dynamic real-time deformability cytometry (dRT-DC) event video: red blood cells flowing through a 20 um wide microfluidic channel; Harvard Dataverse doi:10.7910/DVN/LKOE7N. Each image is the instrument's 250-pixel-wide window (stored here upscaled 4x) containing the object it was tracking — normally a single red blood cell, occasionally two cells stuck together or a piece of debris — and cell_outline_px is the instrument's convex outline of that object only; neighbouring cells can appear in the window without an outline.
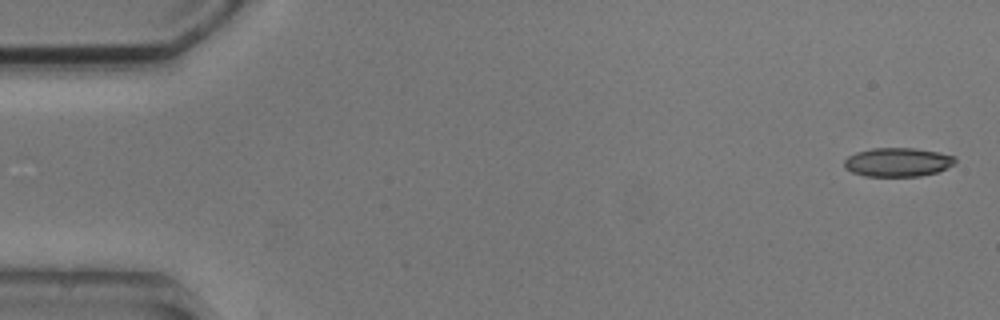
{"species": "common noctule bat (a hibernating species)", "species_latin": "Nyctalus noctula", "temperature_condition": "cold", "stored_images_in_passage": 5, "camera_frame_rate_fps": 3000, "um_per_image_px": 0.085, "animal": {"sex": "male", "body_mass_g": 20.5, "forearm_length_mm": 52.5}, "frame": {"image": 1, "passage_image": 1, "time_ms": 0.0, "image_size_px": [1000, 320], "cell_outline_px": [[956, 164], [936, 172], [920, 176], [864, 176], [852, 172], [844, 168], [844, 160], [848, 156], [856, 152], [872, 148], [912, 148], [936, 152], [956, 156]], "centroid_in_image_um": [76.29, 13.78], "position_along_channel_um": 8.7, "area_um2": 18.67}}
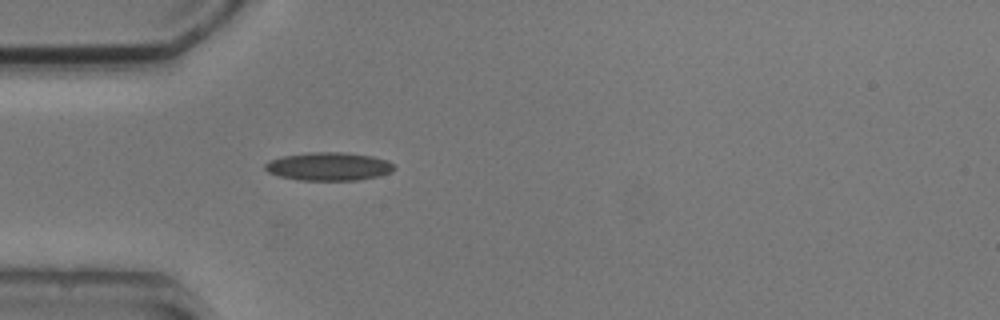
{"frame": {"image": 2, "passage_image": 5, "time_ms": 4.667, "image_size_px": [1000, 320], "cell_outline_px": [[396, 168], [392, 172], [380, 176], [356, 180], [300, 180], [280, 176], [268, 172], [264, 168], [264, 164], [268, 160], [284, 156], [308, 152], [344, 152], [372, 156], [388, 160]], "centroid_in_image_um": [27.95, 14.14], "position_along_channel_um": 57.0, "area_um2": 21.33}}